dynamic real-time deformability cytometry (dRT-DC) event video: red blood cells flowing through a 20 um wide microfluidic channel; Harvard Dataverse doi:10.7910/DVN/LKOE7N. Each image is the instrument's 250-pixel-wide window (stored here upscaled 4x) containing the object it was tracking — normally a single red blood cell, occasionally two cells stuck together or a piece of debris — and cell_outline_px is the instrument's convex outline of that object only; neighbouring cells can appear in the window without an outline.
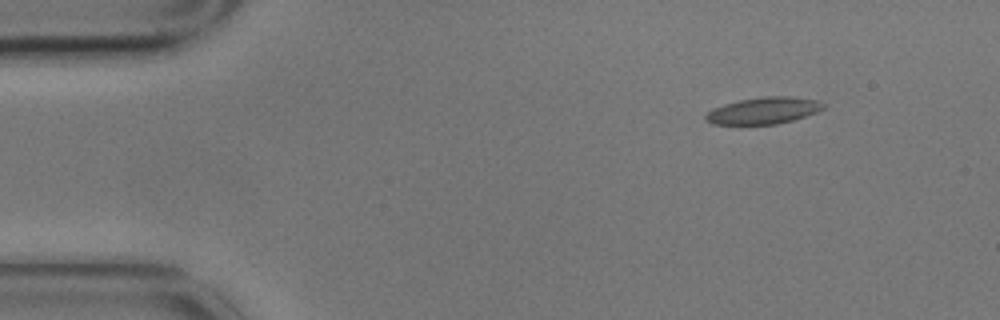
{"species": "common noctule bat (a hibernating species)", "species_latin": "Nyctalus noctula", "temperature_condition": "cold", "stored_images_in_passage": 5, "camera_frame_rate_fps": 3000, "um_per_image_px": 0.085, "animal": {"sex": "male", "body_mass_g": 17.9}, "frame": {"image": 1, "passage_image": 1, "time_ms": 0.0, "image_size_px": [1000, 320], "cell_outline_px": [[824, 108], [816, 112], [792, 120], [776, 124], [712, 124], [704, 120], [704, 116], [712, 108], [724, 104], [740, 100], [764, 96], [788, 96], [820, 100], [824, 104]], "centroid_in_image_um": [64.88, 9.39], "position_along_channel_um": 20.1, "area_um2": 18.26}}
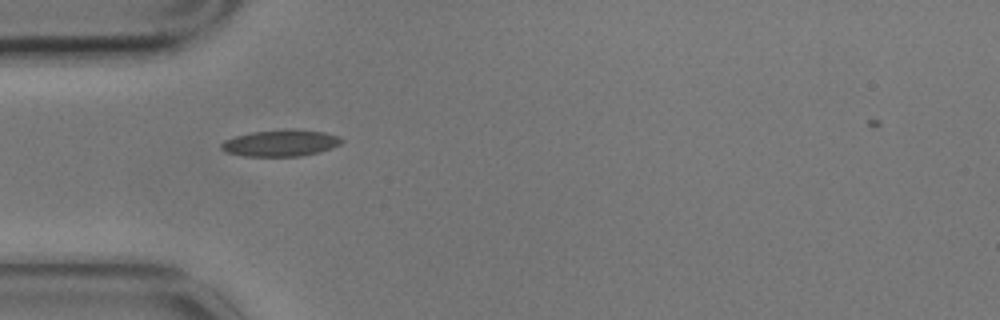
{"frame": {"image": 2, "passage_image": 4, "time_ms": 1.0, "image_size_px": [1000, 320], "cell_outline_px": [[344, 140], [340, 144], [332, 148], [320, 152], [300, 156], [244, 156], [224, 152], [220, 148], [220, 144], [224, 140], [236, 136], [252, 132], [284, 128], [296, 128], [324, 132], [340, 136]], "centroid_in_image_um": [23.87, 12.14], "position_along_channel_um": 61.1, "area_um2": 19.02}}